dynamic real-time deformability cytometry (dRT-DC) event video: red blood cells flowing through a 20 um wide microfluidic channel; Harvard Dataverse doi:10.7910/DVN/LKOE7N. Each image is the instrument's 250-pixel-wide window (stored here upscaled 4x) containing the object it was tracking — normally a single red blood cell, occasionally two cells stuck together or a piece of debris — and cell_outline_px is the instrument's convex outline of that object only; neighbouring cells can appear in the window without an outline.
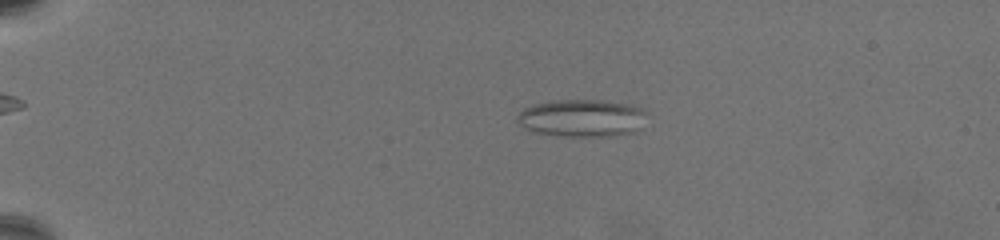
{"species": "common noctule bat (a hibernating species)", "species_latin": "Nyctalus noctula", "temperature_condition": "warm", "stored_images_in_passage": 58, "camera_frame_rate_fps": 3000, "um_per_image_px": 0.085, "animal": {"sex": "female", "body_mass_g": 19.5, "forearm_length_mm": 54.1}, "frame": {"image": 1, "passage_image": 7, "time_ms": 2.0, "image_size_px": [1000, 240], "cell_outline_px": [[648, 112], [640, 128], [636, 132], [612, 136], [556, 136], [532, 132], [524, 128], [516, 120], [516, 116], [524, 108], [536, 104], [552, 100], [600, 100], [632, 104]], "centroid_in_image_um": [49.47, 10.04], "position_along_channel_um": 35.5, "area_um2": 28.67}}
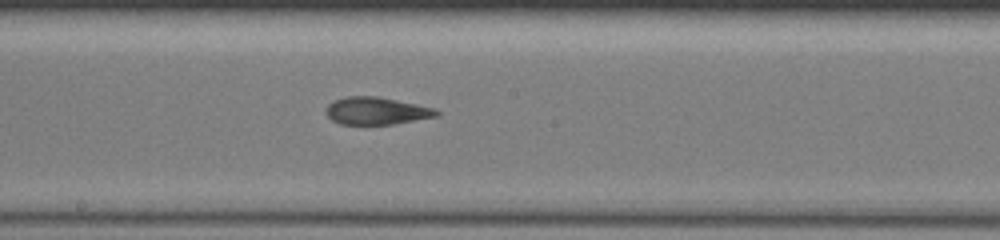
{"frame": {"image": 2, "passage_image": 31, "time_ms": 10.0, "image_size_px": [1000, 240], "cell_outline_px": [[440, 116], [392, 124], [340, 124], [332, 120], [324, 112], [328, 104], [336, 100], [348, 96], [376, 96], [436, 108], [440, 112]], "centroid_in_image_um": [32.01, 9.43], "position_along_channel_um": 216.2, "area_um2": 17.63}}
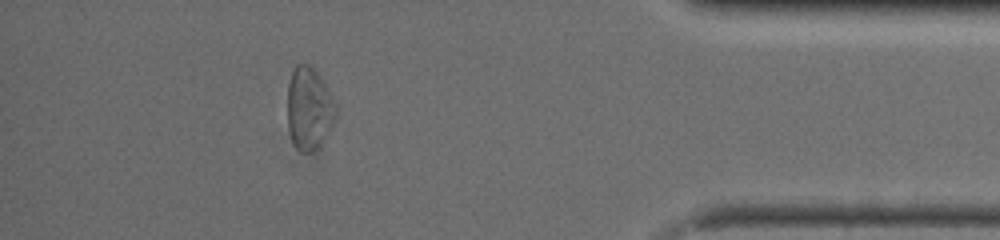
{"frame": {"image": 3, "passage_image": 52, "time_ms": 17.0, "image_size_px": [1000, 240], "cell_outline_px": [[336, 112], [328, 136], [312, 152], [300, 152], [296, 148], [292, 140], [288, 128], [288, 84], [292, 72], [296, 64], [308, 64], [320, 76], [336, 104]], "centroid_in_image_um": [26.26, 9.24], "position_along_channel_um": 408.9, "area_um2": 23.12}, "authors_computed_cell_mechanics": {"area_um2": 21.2415, "velocity_mm_per_s": 3.242, "shape_relaxation_time_tau1_ms": null, "shape_relaxation_time_tau2_ms": 2.7733, "deformation_change_tau1": null, "deformation_change_tau2": 0.125}}